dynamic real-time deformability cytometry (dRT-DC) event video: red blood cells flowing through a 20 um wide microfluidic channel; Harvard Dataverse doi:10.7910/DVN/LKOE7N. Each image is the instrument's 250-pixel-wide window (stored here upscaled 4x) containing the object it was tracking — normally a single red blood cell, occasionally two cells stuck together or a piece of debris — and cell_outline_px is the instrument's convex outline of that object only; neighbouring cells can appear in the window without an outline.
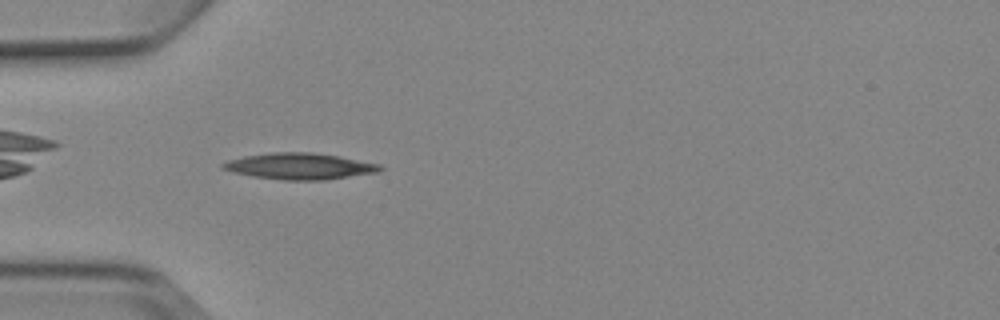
{"species": "Egyptian fruit bat (a non-hibernating species)", "species_latin": "Rousettus aegyptiacus", "temperature_condition": "cold", "stored_images_in_passage": 6, "camera_frame_rate_fps": 3000, "um_per_image_px": 0.085, "animal": {"sex": "female"}, "frame": {"image": 1, "passage_image": 5, "time_ms": 4.667, "image_size_px": [1000, 320], "cell_outline_px": [[384, 168], [376, 172], [324, 180], [284, 180], [252, 176], [232, 172], [220, 168], [220, 164], [228, 160], [244, 156], [272, 152], [312, 152], [340, 156], [380, 164]], "centroid_in_image_um": [25.43, 14.12], "position_along_channel_um": 59.6, "area_um2": 24.1}}
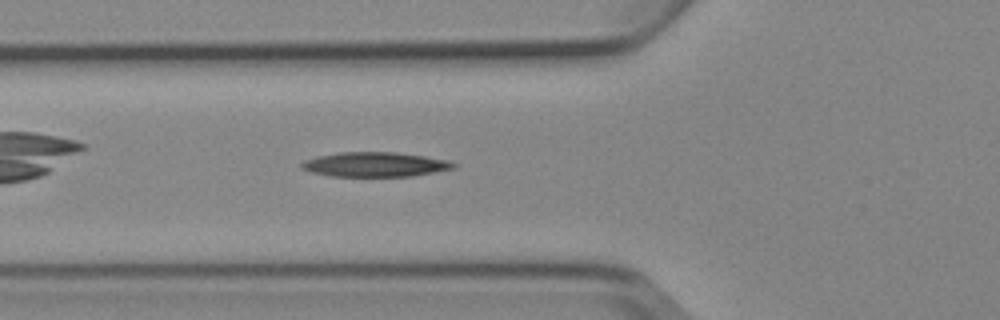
{"frame": {"image": 2, "passage_image": 6, "time_ms": 5.667, "image_size_px": [1000, 320], "cell_outline_px": [[456, 168], [412, 176], [332, 176], [312, 172], [300, 168], [300, 164], [304, 160], [316, 156], [340, 152], [396, 152], [424, 156], [448, 160], [456, 164]], "centroid_in_image_um": [31.86, 13.97], "position_along_channel_um": 93.9, "area_um2": 21.79}}